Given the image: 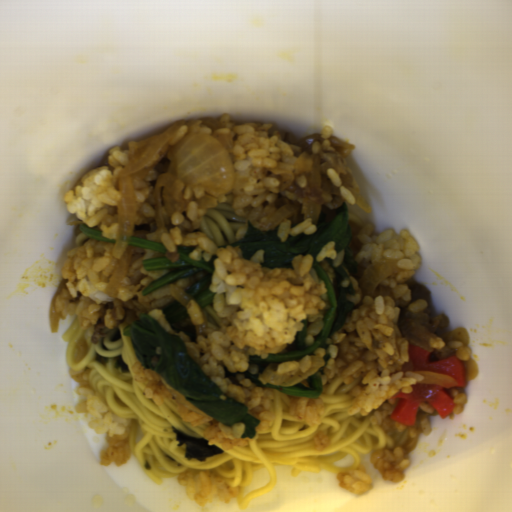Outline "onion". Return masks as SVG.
Masks as SVG:
<instances>
[{"label":"onion","instance_id":"obj_9","mask_svg":"<svg viewBox=\"0 0 512 512\" xmlns=\"http://www.w3.org/2000/svg\"><path fill=\"white\" fill-rule=\"evenodd\" d=\"M169 291L174 299H176L184 308L190 304L191 297L177 284H170Z\"/></svg>","mask_w":512,"mask_h":512},{"label":"onion","instance_id":"obj_8","mask_svg":"<svg viewBox=\"0 0 512 512\" xmlns=\"http://www.w3.org/2000/svg\"><path fill=\"white\" fill-rule=\"evenodd\" d=\"M438 338H441L444 343L448 341L461 342L465 347L469 344V333L465 328H458L454 331H446L441 333Z\"/></svg>","mask_w":512,"mask_h":512},{"label":"onion","instance_id":"obj_1","mask_svg":"<svg viewBox=\"0 0 512 512\" xmlns=\"http://www.w3.org/2000/svg\"><path fill=\"white\" fill-rule=\"evenodd\" d=\"M173 162L181 182L217 198L228 195L235 183L233 159L225 145L203 132L183 137Z\"/></svg>","mask_w":512,"mask_h":512},{"label":"onion","instance_id":"obj_4","mask_svg":"<svg viewBox=\"0 0 512 512\" xmlns=\"http://www.w3.org/2000/svg\"><path fill=\"white\" fill-rule=\"evenodd\" d=\"M396 272H398L396 264L390 262L372 264L359 281L361 293L364 296H373L376 288Z\"/></svg>","mask_w":512,"mask_h":512},{"label":"onion","instance_id":"obj_7","mask_svg":"<svg viewBox=\"0 0 512 512\" xmlns=\"http://www.w3.org/2000/svg\"><path fill=\"white\" fill-rule=\"evenodd\" d=\"M415 373L422 376L423 381L418 383H427L435 386H441L446 388H452L457 385V381L449 375H445L439 372L425 371V370H414Z\"/></svg>","mask_w":512,"mask_h":512},{"label":"onion","instance_id":"obj_11","mask_svg":"<svg viewBox=\"0 0 512 512\" xmlns=\"http://www.w3.org/2000/svg\"><path fill=\"white\" fill-rule=\"evenodd\" d=\"M463 364H464L465 377H466L467 381L470 382V381H473L474 379H476L479 374V371H478V367H477L476 363L473 361V359L471 357H469L467 360H463Z\"/></svg>","mask_w":512,"mask_h":512},{"label":"onion","instance_id":"obj_2","mask_svg":"<svg viewBox=\"0 0 512 512\" xmlns=\"http://www.w3.org/2000/svg\"><path fill=\"white\" fill-rule=\"evenodd\" d=\"M184 125L183 120L167 127L130 161L120 173L118 223L113 247V254L115 258H118L119 264L105 287V293L108 296L115 297L118 295L130 265L131 250L129 243L136 222L135 199L130 175L136 173L155 158L158 151Z\"/></svg>","mask_w":512,"mask_h":512},{"label":"onion","instance_id":"obj_5","mask_svg":"<svg viewBox=\"0 0 512 512\" xmlns=\"http://www.w3.org/2000/svg\"><path fill=\"white\" fill-rule=\"evenodd\" d=\"M297 173L312 176L309 187L320 189L321 187V159L320 155L301 153L295 168Z\"/></svg>","mask_w":512,"mask_h":512},{"label":"onion","instance_id":"obj_3","mask_svg":"<svg viewBox=\"0 0 512 512\" xmlns=\"http://www.w3.org/2000/svg\"><path fill=\"white\" fill-rule=\"evenodd\" d=\"M325 348L316 347L310 355V368L303 372L302 370H297L295 374H280L278 372V366L281 362H271L269 366L266 367L262 376L264 380L269 381L278 386H290L294 384H298L305 380L306 378L313 375L325 364Z\"/></svg>","mask_w":512,"mask_h":512},{"label":"onion","instance_id":"obj_6","mask_svg":"<svg viewBox=\"0 0 512 512\" xmlns=\"http://www.w3.org/2000/svg\"><path fill=\"white\" fill-rule=\"evenodd\" d=\"M300 210V206L295 203H290L281 207L278 211H276L272 216H270L266 221L261 223L260 230L263 231H271L275 227H277L284 220L296 215Z\"/></svg>","mask_w":512,"mask_h":512},{"label":"onion","instance_id":"obj_10","mask_svg":"<svg viewBox=\"0 0 512 512\" xmlns=\"http://www.w3.org/2000/svg\"><path fill=\"white\" fill-rule=\"evenodd\" d=\"M344 187L347 188L351 192V194L354 197V201H355L356 205H358L365 212H367L369 214L372 213L371 205L363 194L357 192L356 190H354L353 188H350L348 186H344Z\"/></svg>","mask_w":512,"mask_h":512}]
</instances>
